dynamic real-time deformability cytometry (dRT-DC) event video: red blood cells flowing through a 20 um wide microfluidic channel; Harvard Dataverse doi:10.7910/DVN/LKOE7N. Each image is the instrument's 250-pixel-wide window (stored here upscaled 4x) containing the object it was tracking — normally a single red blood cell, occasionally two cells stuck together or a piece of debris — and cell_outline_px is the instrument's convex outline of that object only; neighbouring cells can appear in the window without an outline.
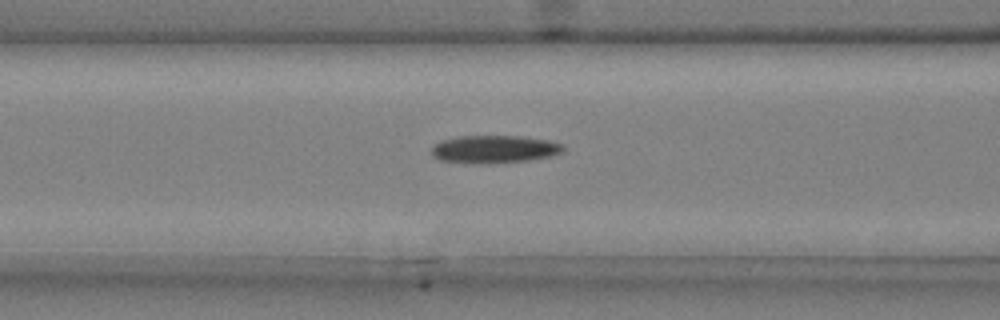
{"species": "common noctule bat (a hibernating species)", "species_latin": "Nyctalus noctula", "temperature_condition": "cold", "stored_images_in_passage": 49, "camera_frame_rate_fps": 3000, "um_per_image_px": 0.085, "animal": {"sex": "male", "body_mass_g": 20.4}, "frame": {"image": 1, "passage_image": 20, "time_ms": 6.333, "image_size_px": [1000, 320], "cell_outline_px": [[564, 152], [552, 156], [528, 160], [480, 164], [476, 164], [440, 160], [432, 156], [432, 148], [440, 140], [460, 136], [520, 136], [548, 140], [564, 144]], "centroid_in_image_um": [42.03, 12.68], "position_along_channel_um": 124.6, "area_um2": 21.39}}
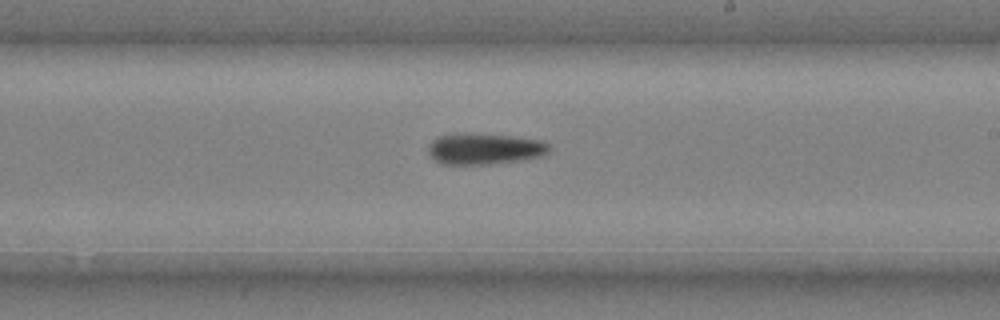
{"frame": {"image": 2, "passage_image": 30, "time_ms": 9.667, "image_size_px": [1000, 320], "cell_outline_px": [[552, 148], [544, 156], [520, 160], [492, 164], [444, 164], [436, 160], [428, 152], [428, 144], [432, 140], [440, 136], [512, 136], [540, 140], [548, 144]], "centroid_in_image_um": [41.26, 12.7], "position_along_channel_um": 247.7, "area_um2": 21.04}}
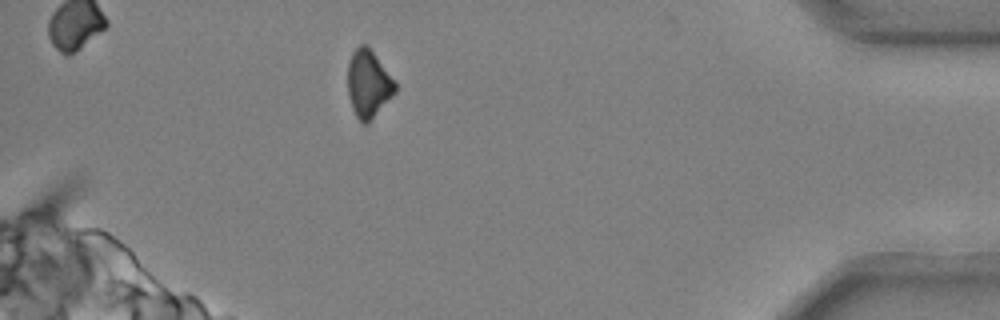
{"frame": {"image": 3, "passage_image": 46, "time_ms": 15.0, "image_size_px": [1000, 320], "cell_outline_px": [[396, 92], [368, 124], [364, 124], [356, 116], [352, 108], [348, 96], [348, 64], [352, 52], [360, 44], [368, 44], [396, 80]], "centroid_in_image_um": [31.33, 7.1], "position_along_channel_um": 403.9, "area_um2": 19.02}, "authors_computed_cell_mechanics": {"area_um2": 20.5768, "velocity_mm_per_s": 3.7058, "shape_relaxation_time_tau1_ms": 8.0978, "shape_relaxation_time_tau2_ms": null, "deformation_change_tau1": 0.196, "deformation_change_tau2": null}}